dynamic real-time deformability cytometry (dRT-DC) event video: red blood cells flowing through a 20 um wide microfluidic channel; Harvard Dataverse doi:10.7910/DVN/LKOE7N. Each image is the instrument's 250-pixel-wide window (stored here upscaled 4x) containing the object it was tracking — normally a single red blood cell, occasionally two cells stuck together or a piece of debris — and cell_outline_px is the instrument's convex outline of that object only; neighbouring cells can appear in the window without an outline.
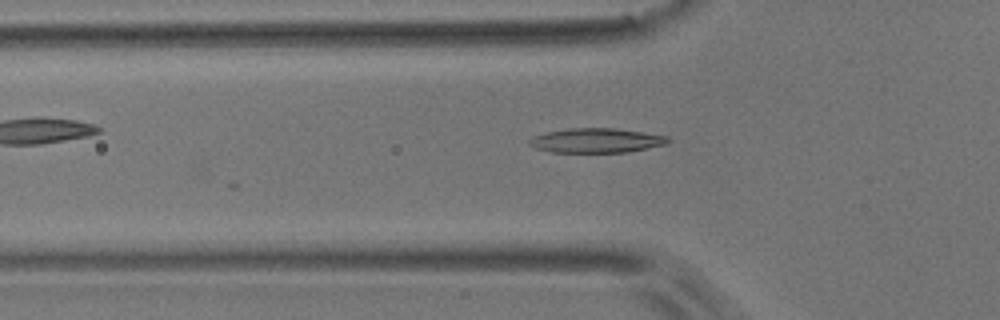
{"species": "common noctule bat (a hibernating species)", "species_latin": "Nyctalus noctula", "temperature_condition": "room temperature", "stored_images_in_passage": 7, "camera_frame_rate_fps": 3000, "um_per_image_px": 0.085, "animal": {"sex": "male", "body_mass_g": 17.9}, "frame": {"image": 1, "passage_image": 6, "time_ms": 1.667, "image_size_px": [1000, 320], "cell_outline_px": [[672, 140], [664, 144], [628, 152], [552, 152], [536, 148], [528, 144], [528, 140], [532, 136], [544, 132], [568, 128], [616, 128], [668, 136]], "centroid_in_image_um": [50.64, 11.93], "position_along_channel_um": 75.2, "area_um2": 19.83}}
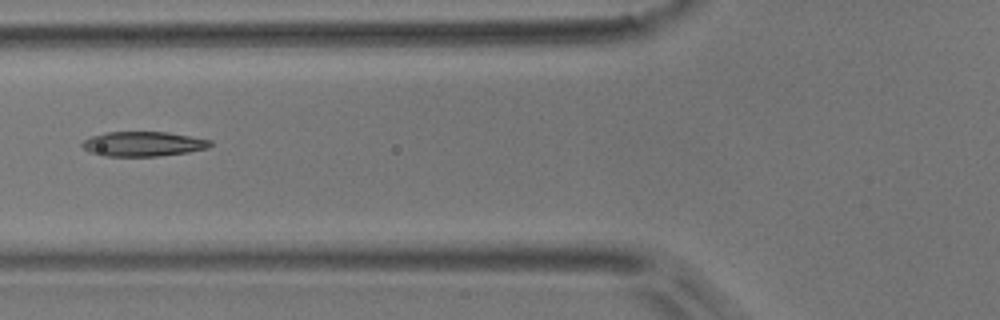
{"frame": {"image": 2, "passage_image": 7, "time_ms": 2.0, "image_size_px": [1000, 320], "cell_outline_px": [[212, 144], [208, 148], [188, 152], [156, 156], [104, 156], [88, 152], [80, 144], [84, 140], [92, 136], [108, 132], [168, 132], [212, 140]], "centroid_in_image_um": [12.17, 12.23], "position_along_channel_um": 113.6, "area_um2": 18.44}}